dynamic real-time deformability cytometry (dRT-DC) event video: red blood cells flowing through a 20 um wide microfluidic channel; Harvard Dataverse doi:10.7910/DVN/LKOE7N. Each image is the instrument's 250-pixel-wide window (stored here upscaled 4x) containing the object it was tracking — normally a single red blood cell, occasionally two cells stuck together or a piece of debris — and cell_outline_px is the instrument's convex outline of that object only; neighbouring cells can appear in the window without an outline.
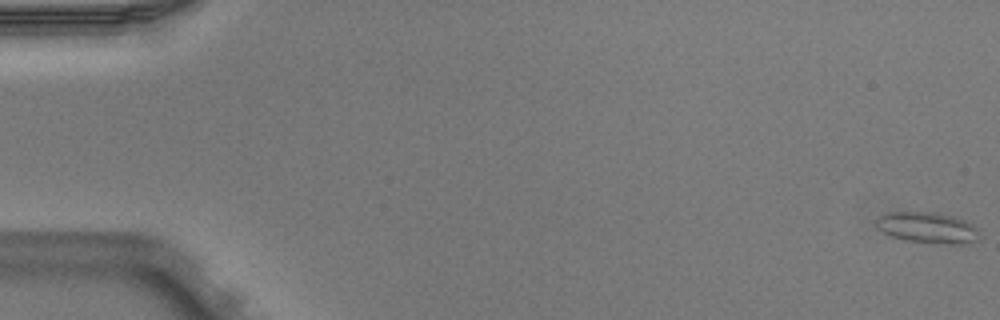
{"species": "Egyptian fruit bat (a non-hibernating species)", "species_latin": "Rousettus aegyptiacus", "temperature_condition": "warm", "stored_images_in_passage": 4, "segment_of_instrument_passage": [2, 2], "camera_frame_rate_fps": 3000, "um_per_image_px": 0.085, "animal": {"sex": "male"}, "frame": {"image": 1, "passage_image": 4, "time_ms": 1.0, "image_size_px": [1000, 320], "cell_outline_px": [[980, 236], [976, 240], [960, 244], [948, 244], [908, 240], [892, 236], [876, 228], [876, 216], [888, 212], [936, 212], [956, 216], [972, 224], [976, 228]], "centroid_in_image_um": [78.82, 19.33], "position_along_channel_um": 6.2, "area_um2": 18.61}}